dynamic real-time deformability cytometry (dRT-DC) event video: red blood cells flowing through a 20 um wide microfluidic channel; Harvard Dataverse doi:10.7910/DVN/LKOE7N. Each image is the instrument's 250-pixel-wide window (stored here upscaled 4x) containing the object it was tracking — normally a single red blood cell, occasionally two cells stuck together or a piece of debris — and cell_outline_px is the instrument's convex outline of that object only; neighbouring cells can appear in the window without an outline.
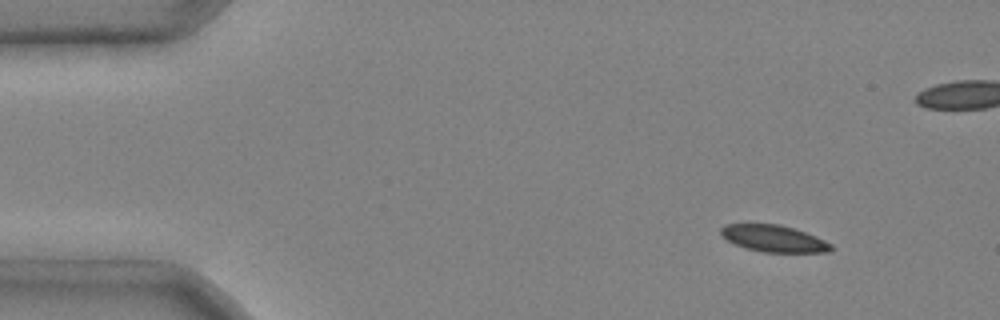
{"species": "common noctule bat (a hibernating species)", "species_latin": "Nyctalus noctula", "temperature_condition": "cold", "stored_images_in_passage": 4, "camera_frame_rate_fps": 3000, "um_per_image_px": 0.085, "animal": {"sex": "male", "body_mass_g": 20.4}, "frame": {"image": 1, "passage_image": 1, "time_ms": 0.0, "image_size_px": [1000, 320], "cell_outline_px": [[836, 248], [832, 252], [764, 252], [744, 248], [728, 240], [720, 232], [720, 228], [724, 224], [780, 224], [816, 236], [832, 244]], "centroid_in_image_um": [65.81, 20.28], "position_along_channel_um": 19.2, "area_um2": 17.17}}